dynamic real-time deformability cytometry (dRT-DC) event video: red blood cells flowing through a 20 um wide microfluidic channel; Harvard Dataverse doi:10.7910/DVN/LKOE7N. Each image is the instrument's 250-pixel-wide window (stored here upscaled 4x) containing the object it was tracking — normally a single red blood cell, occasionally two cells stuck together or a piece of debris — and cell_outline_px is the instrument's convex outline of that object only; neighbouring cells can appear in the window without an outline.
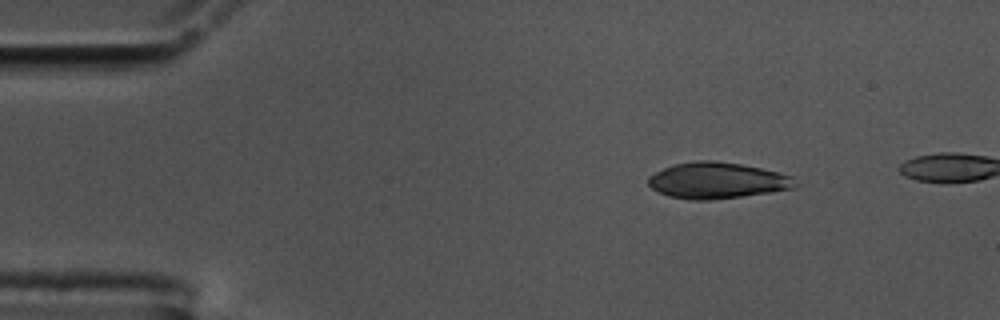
{"species": "common noctule bat (a hibernating species)", "species_latin": "Nyctalus noctula", "temperature_condition": "cold", "stored_images_in_passage": 8, "camera_frame_rate_fps": 3000, "um_per_image_px": 0.085, "animal": {"sex": "male", "body_mass_g": 17.5, "forearm_length_mm": 52.3}, "frame": {"image": 1, "passage_image": 1, "time_ms": 0.0, "image_size_px": [1000, 320], "cell_outline_px": [[792, 188], [768, 192], [740, 196], [708, 200], [688, 200], [668, 196], [652, 188], [648, 184], [648, 176], [664, 168], [676, 164], [696, 160], [712, 160], [740, 164], [780, 172], [792, 176]], "centroid_in_image_um": [60.89, 15.34], "position_along_channel_um": 24.1, "area_um2": 30.46}}